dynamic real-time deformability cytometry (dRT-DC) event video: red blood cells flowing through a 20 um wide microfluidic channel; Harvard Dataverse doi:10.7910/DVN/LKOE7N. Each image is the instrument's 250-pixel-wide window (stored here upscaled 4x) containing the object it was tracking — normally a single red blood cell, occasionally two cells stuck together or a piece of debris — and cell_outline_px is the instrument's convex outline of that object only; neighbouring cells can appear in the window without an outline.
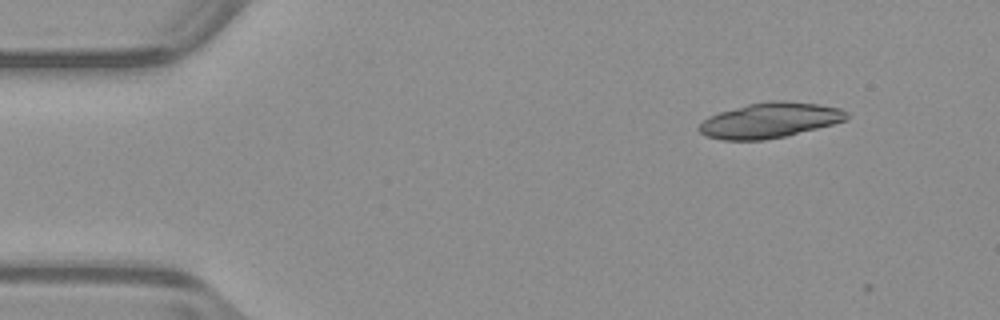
{"species": "common noctule bat (a hibernating species)", "species_latin": "Nyctalus noctula", "temperature_condition": "warm", "stored_images_in_passage": 4, "camera_frame_rate_fps": 3000, "um_per_image_px": 0.085, "animal": {"sex": "male", "body_mass_g": 23.1, "forearm_length_mm": 52.7}, "frame": {"image": 1, "passage_image": 2, "time_ms": 0.333, "image_size_px": [1000, 320], "cell_outline_px": [[848, 120], [784, 136], [764, 140], [724, 140], [708, 136], [700, 132], [696, 128], [704, 120], [720, 112], [748, 104], [772, 100], [784, 100], [820, 104], [840, 108], [848, 112]], "centroid_in_image_um": [65.46, 10.21], "position_along_channel_um": 19.5, "area_um2": 30.06}}